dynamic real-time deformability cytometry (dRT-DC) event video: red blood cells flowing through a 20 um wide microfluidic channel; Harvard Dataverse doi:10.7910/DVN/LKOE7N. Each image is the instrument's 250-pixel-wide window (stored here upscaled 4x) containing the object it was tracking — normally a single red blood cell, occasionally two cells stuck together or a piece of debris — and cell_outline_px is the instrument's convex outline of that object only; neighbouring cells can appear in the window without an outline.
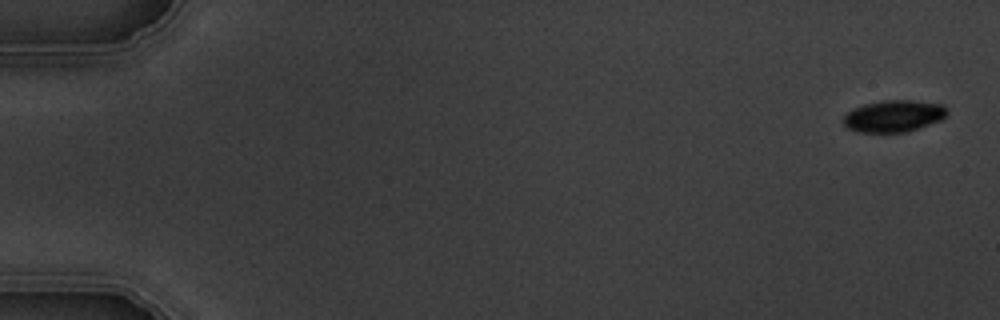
{"species": "common noctule bat (a hibernating species)", "species_latin": "Nyctalus noctula", "temperature_condition": "warm", "stored_images_in_passage": 5, "camera_frame_rate_fps": 3000, "um_per_image_px": 0.085, "animal": {"sex": "male", "body_mass_g": 19.5, "forearm_length_mm": 54.6}, "frame": {"image": 1, "passage_image": 1, "time_ms": 0.0, "image_size_px": [1000, 320], "cell_outline_px": [[948, 112], [940, 120], [908, 132], [860, 132], [848, 128], [844, 124], [844, 116], [848, 112], [864, 104], [884, 100], [908, 100], [944, 104]], "centroid_in_image_um": [75.99, 9.86], "position_along_channel_um": 9.0, "area_um2": 19.02}}
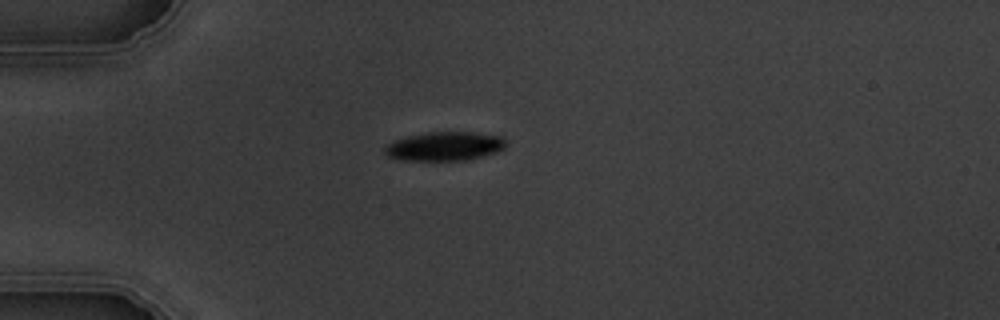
{"frame": {"image": 2, "passage_image": 5, "time_ms": 4.667, "image_size_px": [1000, 320], "cell_outline_px": [[504, 148], [496, 152], [464, 160], [404, 160], [388, 156], [384, 152], [384, 148], [388, 144], [396, 140], [408, 136], [428, 132], [476, 132], [504, 136]], "centroid_in_image_um": [37.8, 12.42], "position_along_channel_um": 47.2, "area_um2": 20.17}}